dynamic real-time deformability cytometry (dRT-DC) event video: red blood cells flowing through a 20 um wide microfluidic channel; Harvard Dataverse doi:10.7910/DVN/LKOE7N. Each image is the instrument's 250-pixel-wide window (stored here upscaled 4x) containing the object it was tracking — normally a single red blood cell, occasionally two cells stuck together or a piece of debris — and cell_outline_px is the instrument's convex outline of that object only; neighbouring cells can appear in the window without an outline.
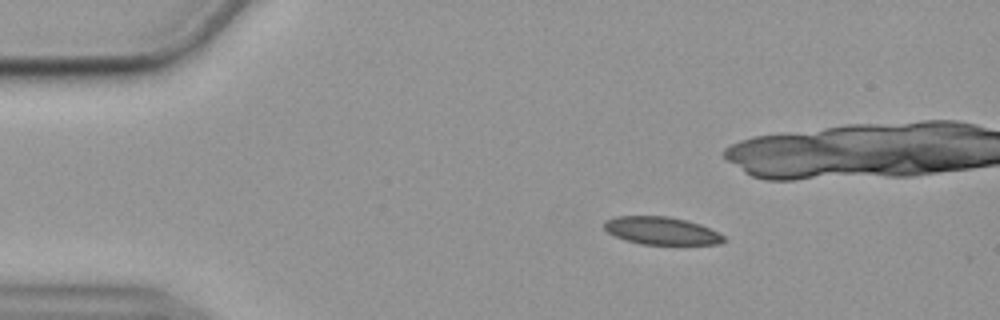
{"species": "common noctule bat (a hibernating species)", "species_latin": "Nyctalus noctula", "temperature_condition": "cold", "stored_images_in_passage": 48, "camera_frame_rate_fps": 3000, "um_per_image_px": 0.085, "animal": {"sex": "female", "body_mass_g": 19.9}, "frame": {"image": 1, "passage_image": 1, "time_ms": 0.0, "image_size_px": [1000, 320], "cell_outline_px": [[724, 240], [720, 244], [640, 244], [624, 240], [608, 232], [604, 228], [604, 220], [616, 216], [668, 216], [688, 220], [700, 224], [724, 236]], "centroid_in_image_um": [56.18, 19.6], "position_along_channel_um": 28.8, "area_um2": 19.25}}
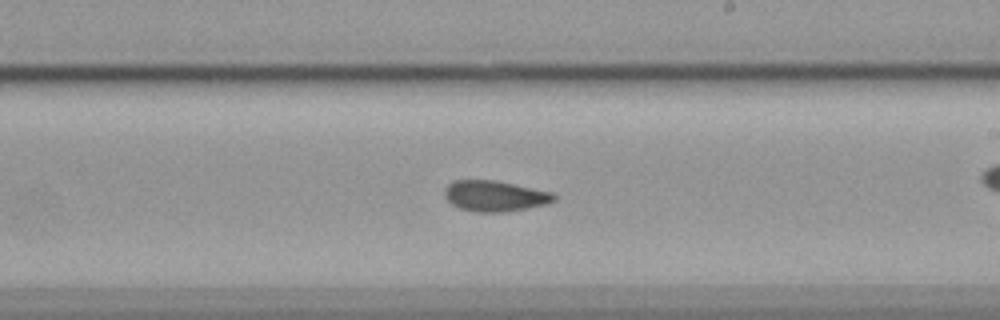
{"frame": {"image": 2, "passage_image": 24, "time_ms": 7.667, "image_size_px": [1000, 320], "cell_outline_px": [[556, 200], [548, 204], [528, 208], [504, 212], [476, 212], [460, 208], [452, 204], [444, 196], [444, 188], [452, 180], [496, 180], [552, 192], [556, 196]], "centroid_in_image_um": [42.06, 16.65], "position_along_channel_um": 246.9, "area_um2": 19.77}}
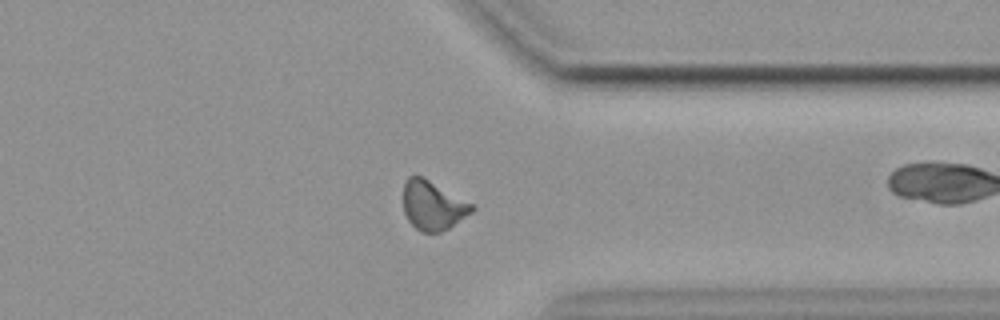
{"frame": {"image": 3, "passage_image": 35, "time_ms": 11.333, "image_size_px": [1000, 320], "cell_outline_px": [[476, 208], [472, 212], [448, 228], [440, 232], [420, 232], [408, 220], [404, 212], [404, 184], [408, 176], [420, 176], [476, 204]], "centroid_in_image_um": [36.82, 17.47], "position_along_channel_um": 374.6, "area_um2": 19.54}, "authors_computed_cell_mechanics": {"area_um2": 19.3052, "velocity_mm_per_s": 3.5712, "shape_relaxation_time_tau1_ms": null, "shape_relaxation_time_tau2_ms": 4.8709, "deformation_change_tau1": null, "deformation_change_tau2": 0.0871}}